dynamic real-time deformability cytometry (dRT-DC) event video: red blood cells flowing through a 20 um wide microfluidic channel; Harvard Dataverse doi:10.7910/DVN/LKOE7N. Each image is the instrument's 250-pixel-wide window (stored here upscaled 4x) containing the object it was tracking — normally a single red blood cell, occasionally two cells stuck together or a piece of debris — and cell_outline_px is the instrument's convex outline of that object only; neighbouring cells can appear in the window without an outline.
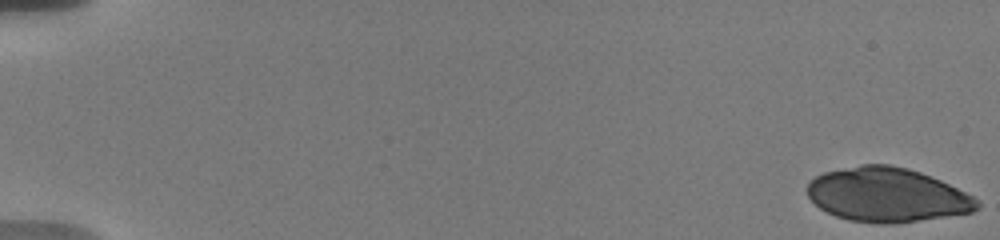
{"species": "human", "species_latin": "Homo sapiens", "temperature_condition": "warm", "stored_images_in_passage": 25, "camera_frame_rate_fps": 3000, "um_per_image_px": 0.085, "donor": {"sex": "male"}, "frame": {"image": 1, "passage_image": 1, "time_ms": 0.0, "image_size_px": [1000, 240], "cell_outline_px": [[980, 208], [972, 212], [896, 224], [876, 224], [848, 220], [836, 216], [820, 208], [808, 196], [808, 184], [816, 176], [824, 172], [860, 164], [892, 164], [908, 168], [920, 172], [940, 180], [972, 196], [980, 204]], "centroid_in_image_um": [75.4, 16.57], "position_along_channel_um": 9.6, "area_um2": 53.58}}
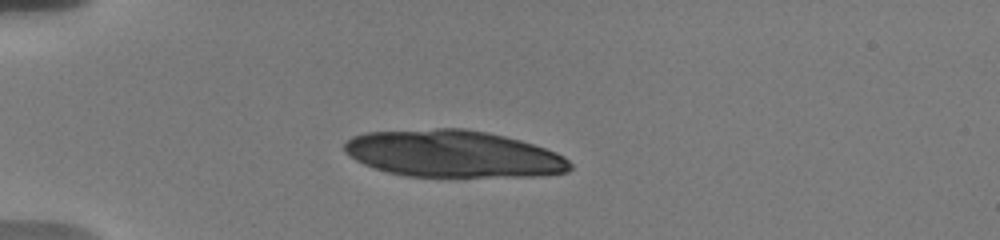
{"frame": {"image": 2, "passage_image": 23, "time_ms": 5.0, "image_size_px": [1000, 240], "cell_outline_px": [[572, 168], [568, 172], [536, 176], [404, 176], [388, 172], [364, 164], [356, 160], [344, 152], [344, 144], [352, 136], [364, 132], [436, 128], [464, 128], [488, 132], [520, 140], [556, 152], [564, 156], [572, 164]], "centroid_in_image_um": [38.51, 13.07], "position_along_channel_um": 46.5, "area_um2": 61.79}}